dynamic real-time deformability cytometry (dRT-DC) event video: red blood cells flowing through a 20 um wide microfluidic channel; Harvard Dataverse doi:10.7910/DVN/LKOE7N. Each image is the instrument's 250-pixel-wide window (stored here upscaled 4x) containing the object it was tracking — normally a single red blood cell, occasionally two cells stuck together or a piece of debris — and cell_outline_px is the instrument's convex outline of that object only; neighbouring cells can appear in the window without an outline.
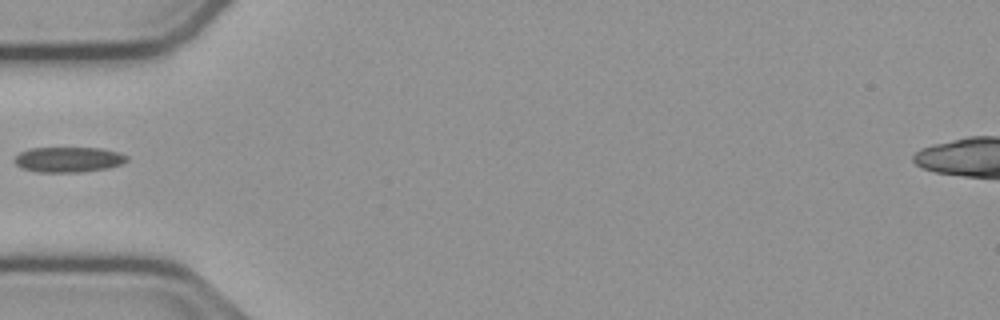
{"species": "common noctule bat (a hibernating species)", "species_latin": "Nyctalus noctula", "temperature_condition": "cold", "stored_images_in_passage": 37, "camera_frame_rate_fps": 3000, "um_per_image_px": 0.085, "animal": {"sex": "male", "body_mass_g": 23.1, "forearm_length_mm": 52.7}, "frame": {"image": 1, "passage_image": 1, "time_ms": 0.0, "image_size_px": [1000, 320], "cell_outline_px": [[128, 160], [124, 164], [108, 168], [80, 172], [36, 172], [20, 168], [12, 160], [20, 152], [28, 148], [100, 148], [116, 152], [128, 156]], "centroid_in_image_um": [5.79, 13.57], "position_along_channel_um": 79.2, "area_um2": 16.7}}
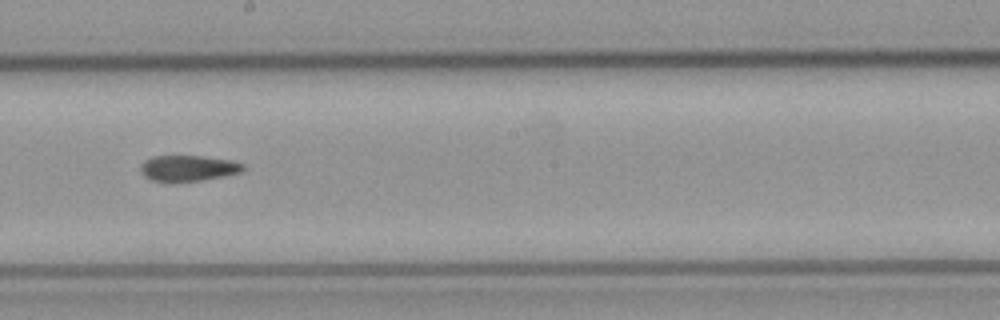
{"frame": {"image": 2, "passage_image": 13, "time_ms": 4.0, "image_size_px": [1000, 320], "cell_outline_px": [[244, 168], [240, 172], [224, 176], [200, 180], [152, 180], [144, 176], [140, 172], [140, 164], [144, 160], [152, 156], [204, 156], [228, 160], [244, 164]], "centroid_in_image_um": [15.96, 14.27], "position_along_channel_um": 232.2, "area_um2": 15.09}}
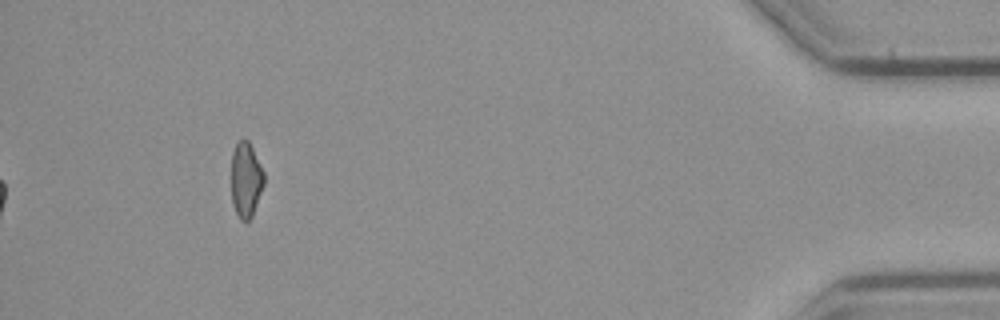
{"frame": {"image": 3, "passage_image": 33, "time_ms": 10.667, "image_size_px": [1000, 320], "cell_outline_px": [[264, 184], [252, 216], [248, 220], [240, 220], [232, 204], [232, 152], [236, 144], [240, 140], [248, 140], [264, 172]], "centroid_in_image_um": [20.9, 15.29], "position_along_channel_um": 414.3, "area_um2": 14.1}}